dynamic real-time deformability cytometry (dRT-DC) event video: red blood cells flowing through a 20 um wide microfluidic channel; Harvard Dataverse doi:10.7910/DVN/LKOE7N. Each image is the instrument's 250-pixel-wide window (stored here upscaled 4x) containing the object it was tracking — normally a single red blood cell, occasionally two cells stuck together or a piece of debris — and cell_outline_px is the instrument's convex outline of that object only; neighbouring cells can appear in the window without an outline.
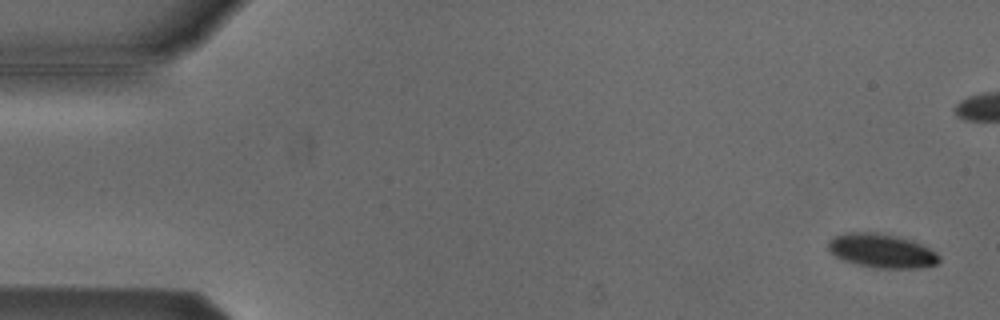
{"species": "Egyptian fruit bat (a non-hibernating species)", "species_latin": "Rousettus aegyptiacus", "temperature_condition": "cold", "stored_images_in_passage": 5, "camera_frame_rate_fps": 3000, "um_per_image_px": 0.085, "animal": {"sex": "male"}, "frame": {"image": 1, "passage_image": 1, "time_ms": 0.0, "image_size_px": [1000, 320], "cell_outline_px": [[940, 260], [936, 264], [920, 268], [876, 268], [856, 264], [844, 260], [828, 252], [828, 240], [832, 236], [848, 232], [876, 232], [896, 236], [912, 240], [936, 252], [940, 256]], "centroid_in_image_um": [74.91, 21.31], "position_along_channel_um": 10.1, "area_um2": 22.08}}